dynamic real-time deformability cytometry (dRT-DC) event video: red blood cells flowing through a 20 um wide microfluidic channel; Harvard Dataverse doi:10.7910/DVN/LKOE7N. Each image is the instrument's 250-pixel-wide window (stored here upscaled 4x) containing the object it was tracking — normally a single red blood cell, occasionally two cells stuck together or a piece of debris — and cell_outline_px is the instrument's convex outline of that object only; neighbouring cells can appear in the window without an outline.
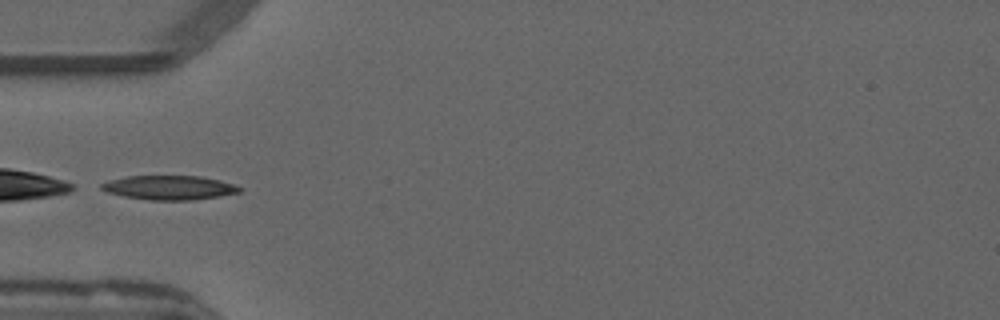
{"species": "common noctule bat (a hibernating species)", "species_latin": "Nyctalus noctula", "temperature_condition": "warm", "stored_images_in_passage": 35, "camera_frame_rate_fps": 3000, "um_per_image_px": 0.085, "animal": {"sex": "male", "forearm_length_mm": 52.5}, "frame": {"image": 1, "passage_image": 1, "time_ms": 0.0, "image_size_px": [1000, 320], "cell_outline_px": [[244, 188], [240, 192], [220, 196], [192, 200], [148, 200], [124, 196], [108, 192], [100, 188], [100, 184], [108, 180], [124, 176], [200, 176], [220, 180]], "centroid_in_image_um": [14.38, 15.94], "position_along_channel_um": 70.6, "area_um2": 19.54}}
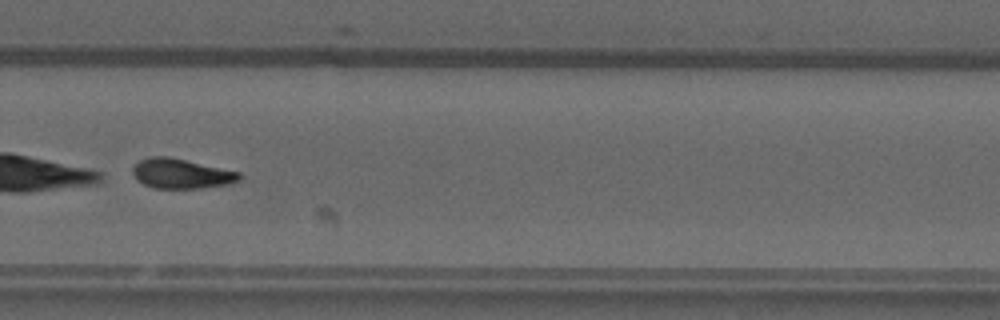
{"frame": {"image": 2, "passage_image": 20, "time_ms": 6.333, "image_size_px": [1000, 320], "cell_outline_px": [[240, 180], [228, 184], [200, 188], [152, 188], [136, 180], [132, 172], [132, 168], [140, 160], [148, 156], [168, 156], [240, 172]], "centroid_in_image_um": [15.37, 14.75], "position_along_channel_um": 314.4, "area_um2": 18.5}}